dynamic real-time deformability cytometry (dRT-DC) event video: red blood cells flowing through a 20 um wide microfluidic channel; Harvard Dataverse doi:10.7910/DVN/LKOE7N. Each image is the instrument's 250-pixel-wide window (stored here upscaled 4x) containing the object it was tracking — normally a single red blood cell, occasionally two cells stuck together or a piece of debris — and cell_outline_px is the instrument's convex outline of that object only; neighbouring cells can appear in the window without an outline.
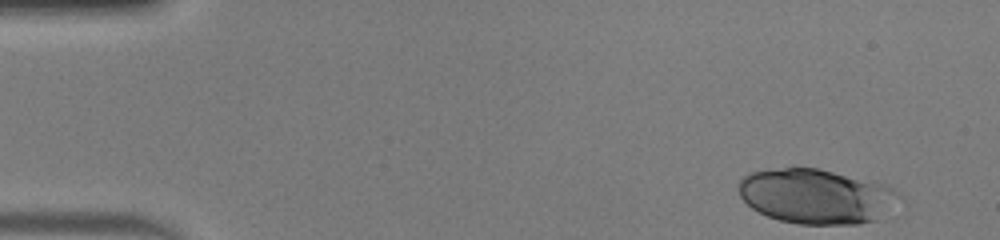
{"species": "human", "species_latin": "Homo sapiens", "temperature_condition": "warm", "stored_images_in_passage": 45, "camera_frame_rate_fps": 3000, "um_per_image_px": 0.085, "donor": {"sex": "male"}, "frame": {"image": 1, "passage_image": 1, "time_ms": 0.0, "image_size_px": [1000, 240], "cell_outline_px": [[904, 200], [876, 220], [860, 224], [800, 224], [780, 220], [768, 216], [752, 208], [740, 196], [736, 188], [740, 180], [748, 172], [784, 168], [816, 168], [876, 180], [888, 184], [900, 192], [904, 196]], "centroid_in_image_um": [69.47, 16.67], "position_along_channel_um": 15.5, "area_um2": 52.14}}
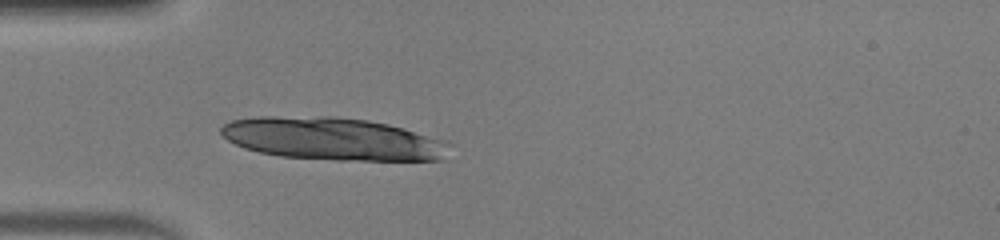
{"frame": {"image": 2, "passage_image": 12, "time_ms": 3.667, "image_size_px": [1000, 240], "cell_outline_px": [[452, 144], [444, 160], [336, 160], [280, 156], [260, 152], [244, 148], [228, 140], [220, 132], [220, 128], [224, 124], [232, 120], [256, 116], [336, 116], [368, 120], [388, 124], [404, 128], [448, 140]], "centroid_in_image_um": [28.33, 11.79], "position_along_channel_um": 56.7, "area_um2": 57.28}}